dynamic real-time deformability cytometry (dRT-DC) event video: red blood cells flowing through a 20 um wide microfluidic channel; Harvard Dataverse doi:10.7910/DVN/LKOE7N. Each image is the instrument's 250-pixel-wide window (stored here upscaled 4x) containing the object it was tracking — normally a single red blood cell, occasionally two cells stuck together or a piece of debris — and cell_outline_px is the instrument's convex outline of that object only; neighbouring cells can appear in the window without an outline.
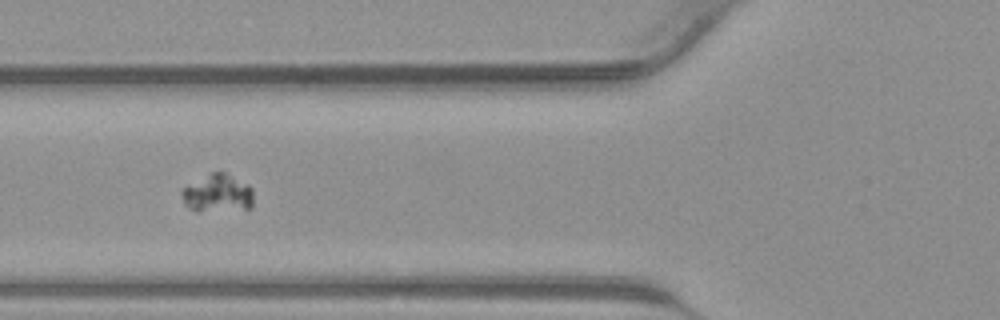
{"species": "common noctule bat (a hibernating species)", "species_latin": "Nyctalus noctula", "temperature_condition": "warm", "stored_images_in_passage": 45, "camera_frame_rate_fps": 3000, "um_per_image_px": 0.085, "animal": {"sex": "male", "body_mass_g": 23.1, "forearm_length_mm": 52.7}, "frame": {"image": 1, "passage_image": 18, "time_ms": 5.667, "image_size_px": [1000, 320], "cell_outline_px": [[252, 204], [248, 208], [196, 212], [188, 208], [184, 204], [180, 192], [184, 188], [212, 172], [224, 172], [248, 184], [252, 188]], "centroid_in_image_um": [18.47, 16.45], "position_along_channel_um": 107.3, "area_um2": 15.61}}
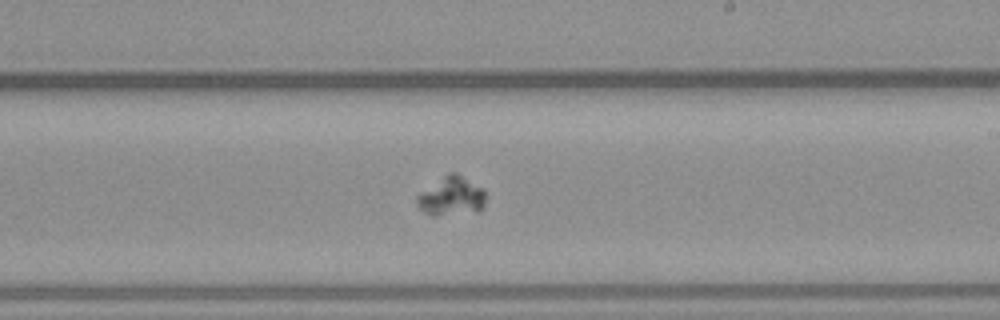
{"frame": {"image": 2, "passage_image": 27, "time_ms": 8.667, "image_size_px": [1000, 320], "cell_outline_px": [[484, 208], [480, 212], [436, 216], [432, 216], [424, 212], [416, 204], [416, 196], [420, 192], [448, 172], [456, 172], [484, 188]], "centroid_in_image_um": [38.38, 16.69], "position_along_channel_um": 250.6, "area_um2": 15.95}}
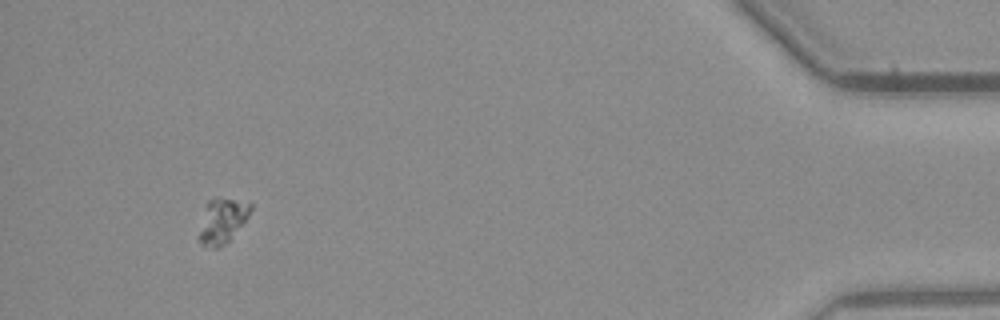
{"frame": {"image": 3, "passage_image": 42, "time_ms": 13.667, "image_size_px": [1000, 320], "cell_outline_px": [[252, 208], [248, 216], [228, 240], [224, 244], [216, 248], [212, 248], [200, 244], [200, 232], [208, 200], [216, 196], [252, 204]], "centroid_in_image_um": [18.9, 18.74], "position_along_channel_um": 416.3, "area_um2": 12.83}}